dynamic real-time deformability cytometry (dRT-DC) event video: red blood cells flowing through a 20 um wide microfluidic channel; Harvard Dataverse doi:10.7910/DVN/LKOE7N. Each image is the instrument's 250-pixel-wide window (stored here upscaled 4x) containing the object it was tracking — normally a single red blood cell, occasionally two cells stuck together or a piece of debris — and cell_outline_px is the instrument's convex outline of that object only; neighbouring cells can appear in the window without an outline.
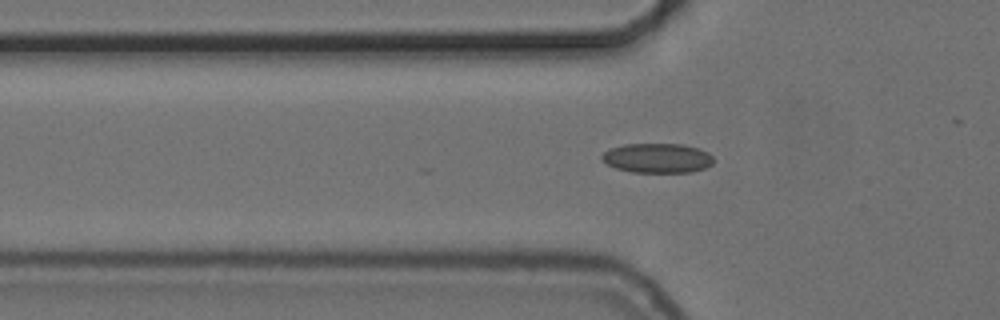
{"species": "common noctule bat (a hibernating species)", "species_latin": "Nyctalus noctula", "temperature_condition": "cold", "stored_images_in_passage": 12, "camera_frame_rate_fps": 3000, "um_per_image_px": 0.085, "animal": {"sex": "female", "body_mass_g": 24.6, "forearm_length_mm": 56.2}, "frame": {"image": 1, "passage_image": 4, "time_ms": 1.0, "image_size_px": [1000, 320], "cell_outline_px": [[712, 164], [704, 168], [692, 172], [632, 172], [616, 168], [600, 160], [600, 156], [608, 148], [624, 144], [684, 144], [708, 152], [712, 156]], "centroid_in_image_um": [55.83, 13.43], "position_along_channel_um": 70.0, "area_um2": 19.31}}
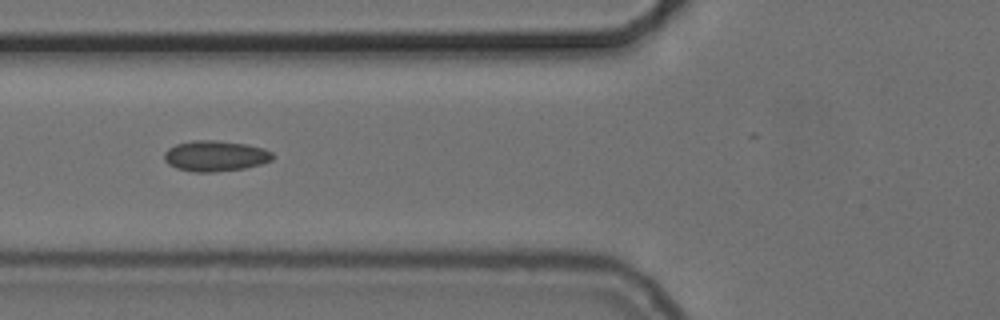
{"frame": {"image": 2, "passage_image": 7, "time_ms": 2.0, "image_size_px": [1000, 320], "cell_outline_px": [[276, 156], [272, 160], [260, 164], [244, 168], [216, 172], [192, 172], [176, 168], [168, 164], [164, 160], [164, 152], [168, 148], [176, 144], [192, 140], [216, 140], [244, 144], [264, 148], [272, 152]], "centroid_in_image_um": [18.29, 13.26], "position_along_channel_um": 107.5, "area_um2": 19.54}}
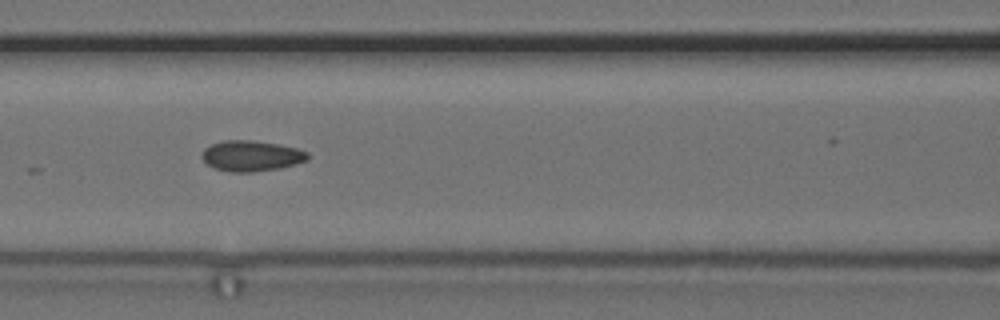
{"frame": {"image": 3, "passage_image": 10, "time_ms": 3.0, "image_size_px": [1000, 320], "cell_outline_px": [[308, 160], [296, 164], [280, 168], [252, 172], [232, 172], [216, 168], [208, 164], [200, 156], [204, 148], [212, 144], [224, 140], [252, 140], [276, 144], [296, 148], [308, 152]], "centroid_in_image_um": [21.36, 13.25], "position_along_channel_um": 145.2, "area_um2": 18.79}}